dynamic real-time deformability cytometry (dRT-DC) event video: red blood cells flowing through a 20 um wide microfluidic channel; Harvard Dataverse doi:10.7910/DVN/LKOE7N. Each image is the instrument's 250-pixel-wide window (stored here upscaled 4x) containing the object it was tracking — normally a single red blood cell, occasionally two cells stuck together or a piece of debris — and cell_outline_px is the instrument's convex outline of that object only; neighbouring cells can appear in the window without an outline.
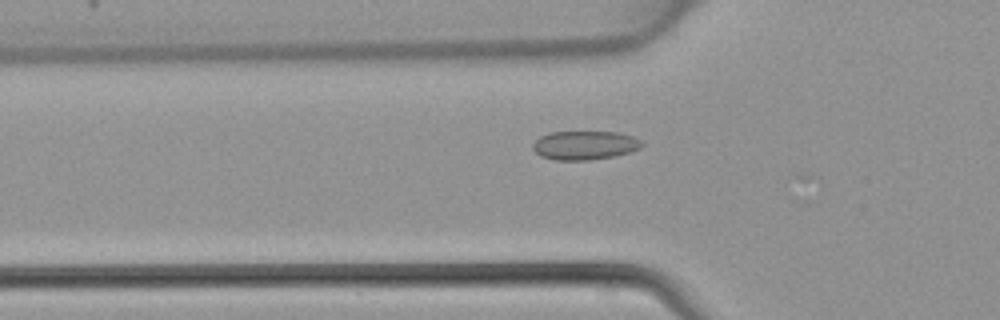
{"species": "common noctule bat (a hibernating species)", "species_latin": "Nyctalus noctula", "temperature_condition": "warm", "stored_images_in_passage": 20, "camera_frame_rate_fps": 3000, "um_per_image_px": 0.085, "animal": {"sex": "female", "body_mass_g": 22.7, "forearm_length_mm": 54.2}, "frame": {"image": 1, "passage_image": 16, "time_ms": 5.0, "image_size_px": [1000, 320], "cell_outline_px": [[644, 144], [640, 148], [616, 156], [588, 160], [552, 160], [540, 156], [532, 148], [532, 144], [540, 136], [552, 132], [620, 132], [632, 136], [640, 140]], "centroid_in_image_um": [49.69, 12.35], "position_along_channel_um": 76.1, "area_um2": 18.38}}
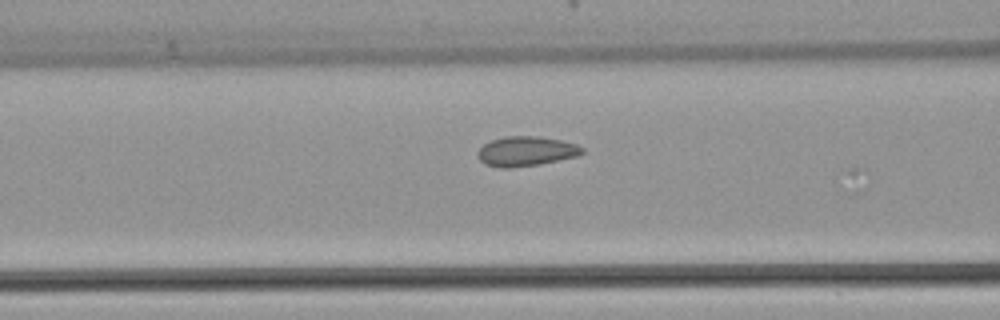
{"frame": {"image": 2, "passage_image": 19, "time_ms": 6.0, "image_size_px": [1000, 320], "cell_outline_px": [[584, 152], [576, 156], [540, 164], [508, 168], [500, 168], [484, 164], [476, 156], [476, 152], [484, 144], [492, 140], [504, 136], [536, 136], [560, 140], [576, 144], [584, 148]], "centroid_in_image_um": [44.67, 12.86], "position_along_channel_um": 121.9, "area_um2": 18.09}}